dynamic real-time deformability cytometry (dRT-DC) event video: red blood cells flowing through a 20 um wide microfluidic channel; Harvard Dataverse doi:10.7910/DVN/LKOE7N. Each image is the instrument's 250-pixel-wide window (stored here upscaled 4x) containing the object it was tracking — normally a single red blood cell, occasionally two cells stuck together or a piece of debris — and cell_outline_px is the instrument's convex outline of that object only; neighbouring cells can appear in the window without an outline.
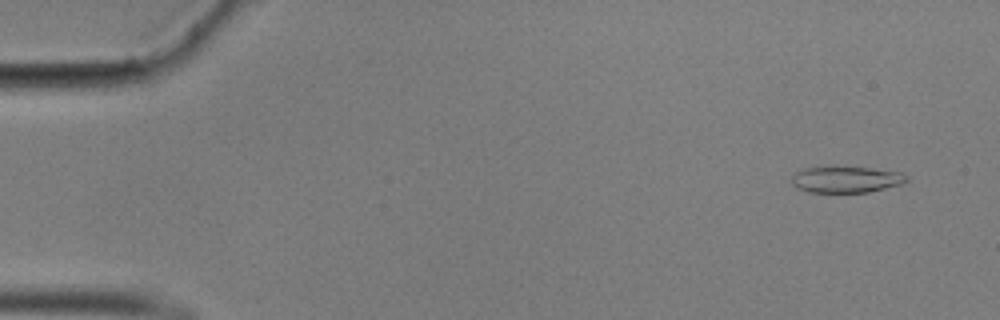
{"species": "common noctule bat (a hibernating species)", "species_latin": "Nyctalus noctula", "temperature_condition": "cold", "stored_images_in_passage": 55, "camera_frame_rate_fps": 3000, "um_per_image_px": 0.085, "animal": {"sex": "male", "body_mass_g": 17.9}, "frame": {"image": 1, "passage_image": 2, "time_ms": 0.333, "image_size_px": [1000, 320], "cell_outline_px": [[908, 180], [900, 184], [868, 192], [808, 192], [796, 188], [792, 184], [792, 176], [796, 172], [804, 168], [868, 168], [900, 172], [908, 176]], "centroid_in_image_um": [71.9, 15.27], "position_along_channel_um": 13.1, "area_um2": 17.17}}
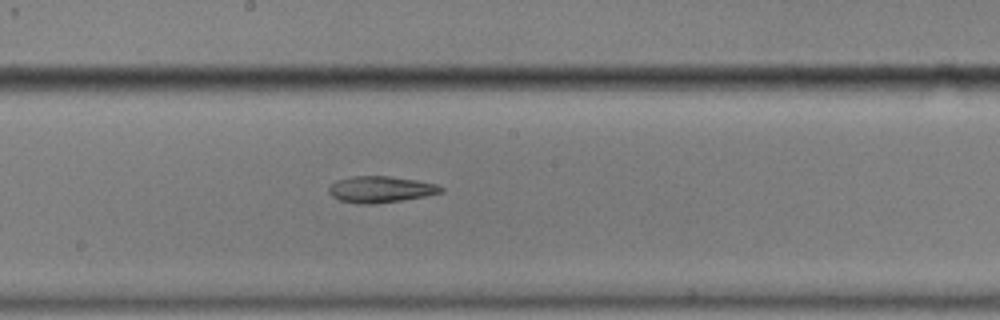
{"frame": {"image": 2, "passage_image": 29, "time_ms": 9.333, "image_size_px": [1000, 320], "cell_outline_px": [[444, 192], [424, 196], [376, 204], [356, 204], [340, 200], [332, 196], [328, 192], [328, 188], [336, 180], [352, 176], [388, 176], [416, 180], [436, 184], [444, 188]], "centroid_in_image_um": [32.33, 16.1], "position_along_channel_um": 215.9, "area_um2": 17.22}}
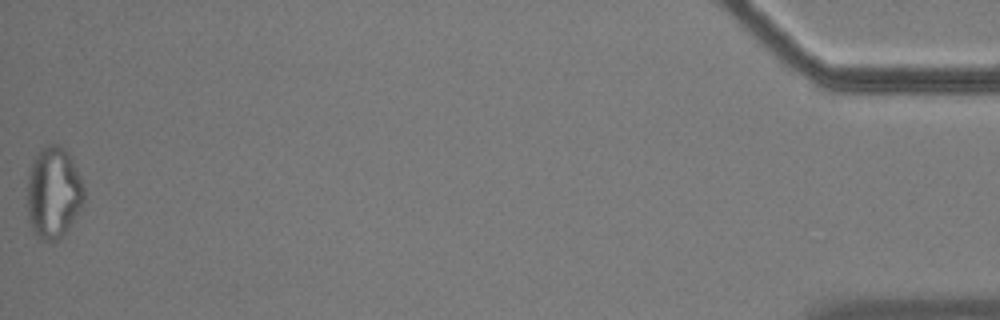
{"frame": {"image": 3, "passage_image": 55, "time_ms": 18.0, "image_size_px": [1000, 320], "cell_outline_px": [[84, 204], [68, 228], [52, 244], [40, 240], [36, 236], [28, 220], [28, 172], [32, 160], [36, 152], [40, 148], [48, 144], [56, 144], [64, 148], [68, 152], [80, 176], [84, 188]], "centroid_in_image_um": [4.53, 16.38], "position_along_channel_um": 430.7, "area_um2": 30.63}}